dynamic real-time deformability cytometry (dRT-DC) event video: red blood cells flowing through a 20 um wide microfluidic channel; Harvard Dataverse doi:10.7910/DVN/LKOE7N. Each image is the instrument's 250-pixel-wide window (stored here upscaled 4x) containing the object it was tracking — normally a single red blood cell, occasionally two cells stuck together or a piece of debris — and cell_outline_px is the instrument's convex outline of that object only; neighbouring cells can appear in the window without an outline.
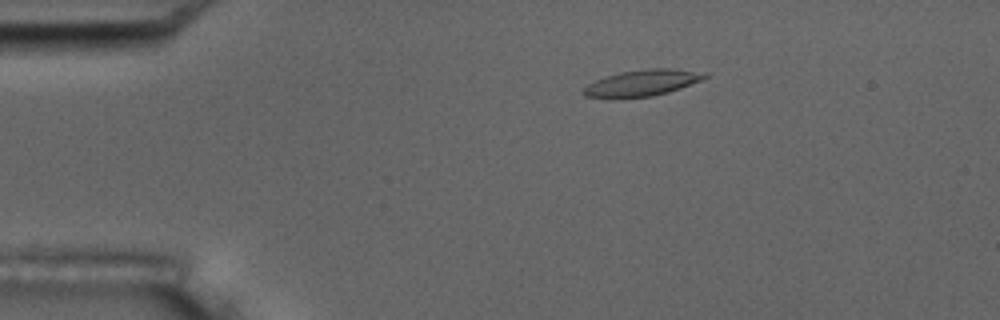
{"species": "common noctule bat (a hibernating species)", "species_latin": "Nyctalus noctula", "temperature_condition": "room temperature", "stored_images_in_passage": 3, "camera_frame_rate_fps": 3000, "um_per_image_px": 0.085, "animal": {"sex": "male", "body_mass_g": 17.5, "forearm_length_mm": 52.3}, "frame": {"image": 1, "passage_image": 1, "time_ms": 0.0, "image_size_px": [1000, 320], "cell_outline_px": [[708, 76], [700, 80], [680, 88], [668, 92], [652, 96], [584, 96], [580, 92], [588, 84], [604, 76], [620, 72], [648, 68], [676, 68], [708, 72]], "centroid_in_image_um": [54.65, 7.0], "position_along_channel_um": 30.4, "area_um2": 18.21}}